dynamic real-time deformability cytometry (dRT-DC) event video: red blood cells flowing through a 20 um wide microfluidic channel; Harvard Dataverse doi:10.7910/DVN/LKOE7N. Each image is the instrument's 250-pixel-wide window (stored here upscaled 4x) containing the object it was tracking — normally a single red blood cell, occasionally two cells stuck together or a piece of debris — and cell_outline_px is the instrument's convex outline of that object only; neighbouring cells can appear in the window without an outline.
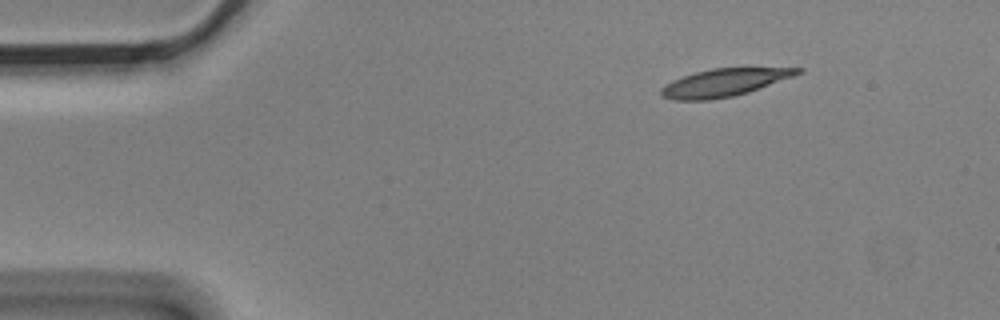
{"species": "Egyptian fruit bat (a non-hibernating species)", "species_latin": "Rousettus aegyptiacus", "temperature_condition": "cold", "stored_images_in_passage": 3, "camera_frame_rate_fps": 3000, "um_per_image_px": 0.085, "animal": {"sex": "male"}, "frame": {"image": 1, "passage_image": 1, "time_ms": 0.0, "image_size_px": [1000, 320], "cell_outline_px": [[804, 72], [748, 92], [732, 96], [708, 100], [672, 100], [660, 96], [660, 88], [672, 80], [696, 72], [712, 68], [804, 68]], "centroid_in_image_um": [61.51, 7.02], "position_along_channel_um": 23.5, "area_um2": 21.79}}